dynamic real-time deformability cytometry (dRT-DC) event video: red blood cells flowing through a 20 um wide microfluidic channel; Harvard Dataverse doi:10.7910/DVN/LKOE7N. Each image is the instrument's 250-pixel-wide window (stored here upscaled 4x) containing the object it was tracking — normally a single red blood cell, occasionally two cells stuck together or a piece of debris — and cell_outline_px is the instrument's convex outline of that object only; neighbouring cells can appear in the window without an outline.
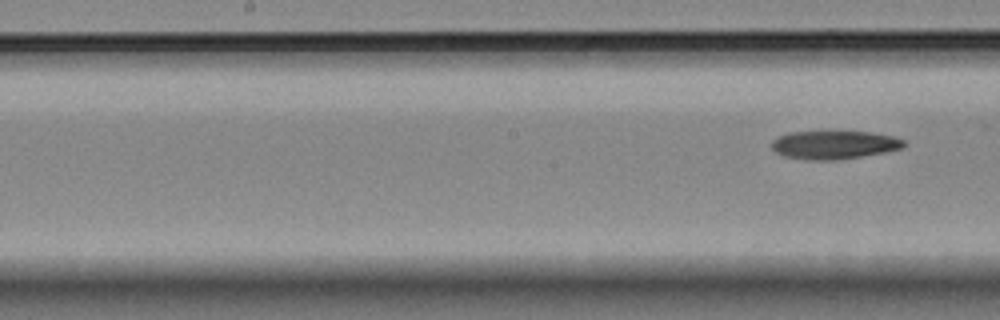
{"species": "Egyptian fruit bat (a non-hibernating species)", "species_latin": "Rousettus aegyptiacus", "temperature_condition": "room temperature", "stored_images_in_passage": 5, "segment_of_instrument_passage": [2, 2], "camera_frame_rate_fps": 3000, "um_per_image_px": 0.085, "animal": {"sex": "female"}, "frame": {"image": 1, "passage_image": 5, "time_ms": 5.667, "image_size_px": [1000, 320], "cell_outline_px": [[908, 144], [904, 148], [884, 152], [840, 160], [808, 160], [784, 156], [776, 152], [772, 148], [772, 140], [776, 136], [788, 132], [872, 132], [892, 136], [904, 140]], "centroid_in_image_um": [70.91, 12.31], "position_along_channel_um": 177.3, "area_um2": 21.96}}